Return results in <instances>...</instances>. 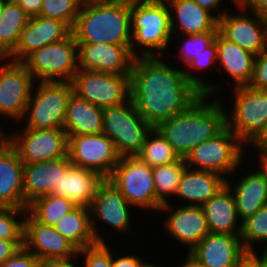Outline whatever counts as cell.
Listing matches in <instances>:
<instances>
[{
  "label": "cell",
  "instance_id": "obj_1",
  "mask_svg": "<svg viewBox=\"0 0 267 267\" xmlns=\"http://www.w3.org/2000/svg\"><path fill=\"white\" fill-rule=\"evenodd\" d=\"M161 57H134L129 75L130 100L152 128L186 110L202 95L187 80L184 67H172Z\"/></svg>",
  "mask_w": 267,
  "mask_h": 267
},
{
  "label": "cell",
  "instance_id": "obj_2",
  "mask_svg": "<svg viewBox=\"0 0 267 267\" xmlns=\"http://www.w3.org/2000/svg\"><path fill=\"white\" fill-rule=\"evenodd\" d=\"M219 96L211 101L212 96L202 94L186 110L155 128L179 158L185 159L194 147L216 137L227 127L226 105Z\"/></svg>",
  "mask_w": 267,
  "mask_h": 267
},
{
  "label": "cell",
  "instance_id": "obj_3",
  "mask_svg": "<svg viewBox=\"0 0 267 267\" xmlns=\"http://www.w3.org/2000/svg\"><path fill=\"white\" fill-rule=\"evenodd\" d=\"M72 34L76 43L130 45L131 0L82 3Z\"/></svg>",
  "mask_w": 267,
  "mask_h": 267
},
{
  "label": "cell",
  "instance_id": "obj_4",
  "mask_svg": "<svg viewBox=\"0 0 267 267\" xmlns=\"http://www.w3.org/2000/svg\"><path fill=\"white\" fill-rule=\"evenodd\" d=\"M131 33L134 57L162 56L173 36L166 0H131Z\"/></svg>",
  "mask_w": 267,
  "mask_h": 267
},
{
  "label": "cell",
  "instance_id": "obj_5",
  "mask_svg": "<svg viewBox=\"0 0 267 267\" xmlns=\"http://www.w3.org/2000/svg\"><path fill=\"white\" fill-rule=\"evenodd\" d=\"M73 92V84L69 81L35 82L19 124L24 122L23 126L28 129L63 128L68 100Z\"/></svg>",
  "mask_w": 267,
  "mask_h": 267
},
{
  "label": "cell",
  "instance_id": "obj_6",
  "mask_svg": "<svg viewBox=\"0 0 267 267\" xmlns=\"http://www.w3.org/2000/svg\"><path fill=\"white\" fill-rule=\"evenodd\" d=\"M245 145L226 127L216 137L194 147L185 157L186 166L193 170L212 171L228 177L241 168ZM244 152V153H243Z\"/></svg>",
  "mask_w": 267,
  "mask_h": 267
},
{
  "label": "cell",
  "instance_id": "obj_7",
  "mask_svg": "<svg viewBox=\"0 0 267 267\" xmlns=\"http://www.w3.org/2000/svg\"><path fill=\"white\" fill-rule=\"evenodd\" d=\"M233 92L234 108L231 113L226 111L227 127L248 147L267 129V90L240 86Z\"/></svg>",
  "mask_w": 267,
  "mask_h": 267
},
{
  "label": "cell",
  "instance_id": "obj_8",
  "mask_svg": "<svg viewBox=\"0 0 267 267\" xmlns=\"http://www.w3.org/2000/svg\"><path fill=\"white\" fill-rule=\"evenodd\" d=\"M152 127L138 113L131 100L103 108V134L109 137L120 157L136 156Z\"/></svg>",
  "mask_w": 267,
  "mask_h": 267
},
{
  "label": "cell",
  "instance_id": "obj_9",
  "mask_svg": "<svg viewBox=\"0 0 267 267\" xmlns=\"http://www.w3.org/2000/svg\"><path fill=\"white\" fill-rule=\"evenodd\" d=\"M23 63L35 82H72L78 71L77 43L74 35L43 46L30 54Z\"/></svg>",
  "mask_w": 267,
  "mask_h": 267
},
{
  "label": "cell",
  "instance_id": "obj_10",
  "mask_svg": "<svg viewBox=\"0 0 267 267\" xmlns=\"http://www.w3.org/2000/svg\"><path fill=\"white\" fill-rule=\"evenodd\" d=\"M108 179L136 209L159 212L162 205L156 200L152 168L136 156L120 157Z\"/></svg>",
  "mask_w": 267,
  "mask_h": 267
},
{
  "label": "cell",
  "instance_id": "obj_11",
  "mask_svg": "<svg viewBox=\"0 0 267 267\" xmlns=\"http://www.w3.org/2000/svg\"><path fill=\"white\" fill-rule=\"evenodd\" d=\"M72 84L75 94L101 108L123 105L130 100L129 75L78 69Z\"/></svg>",
  "mask_w": 267,
  "mask_h": 267
},
{
  "label": "cell",
  "instance_id": "obj_12",
  "mask_svg": "<svg viewBox=\"0 0 267 267\" xmlns=\"http://www.w3.org/2000/svg\"><path fill=\"white\" fill-rule=\"evenodd\" d=\"M24 128V129H23ZM8 134L24 164L53 161L67 156L68 139L64 128L28 129Z\"/></svg>",
  "mask_w": 267,
  "mask_h": 267
},
{
  "label": "cell",
  "instance_id": "obj_13",
  "mask_svg": "<svg viewBox=\"0 0 267 267\" xmlns=\"http://www.w3.org/2000/svg\"><path fill=\"white\" fill-rule=\"evenodd\" d=\"M132 207L114 183L110 179L104 178L98 185L90 207L91 227L98 243H107L103 234L100 233L99 227L96 226L101 220L106 223V226H110L108 229L113 228L118 231L117 233L122 232L123 235L129 234L133 230L130 221L132 220Z\"/></svg>",
  "mask_w": 267,
  "mask_h": 267
},
{
  "label": "cell",
  "instance_id": "obj_14",
  "mask_svg": "<svg viewBox=\"0 0 267 267\" xmlns=\"http://www.w3.org/2000/svg\"><path fill=\"white\" fill-rule=\"evenodd\" d=\"M0 60L2 61H0V115L19 123L23 118L35 80L23 62L7 58Z\"/></svg>",
  "mask_w": 267,
  "mask_h": 267
},
{
  "label": "cell",
  "instance_id": "obj_15",
  "mask_svg": "<svg viewBox=\"0 0 267 267\" xmlns=\"http://www.w3.org/2000/svg\"><path fill=\"white\" fill-rule=\"evenodd\" d=\"M67 155L73 165L93 170L104 178L110 177L120 159L113 141L103 133L69 137Z\"/></svg>",
  "mask_w": 267,
  "mask_h": 267
},
{
  "label": "cell",
  "instance_id": "obj_16",
  "mask_svg": "<svg viewBox=\"0 0 267 267\" xmlns=\"http://www.w3.org/2000/svg\"><path fill=\"white\" fill-rule=\"evenodd\" d=\"M236 9L238 14L232 15L228 10L218 20V33L242 49L258 55L267 48V17L246 13L238 7Z\"/></svg>",
  "mask_w": 267,
  "mask_h": 267
},
{
  "label": "cell",
  "instance_id": "obj_17",
  "mask_svg": "<svg viewBox=\"0 0 267 267\" xmlns=\"http://www.w3.org/2000/svg\"><path fill=\"white\" fill-rule=\"evenodd\" d=\"M24 247L41 262L68 259L78 254V249L55 226L37 222L28 212L24 219Z\"/></svg>",
  "mask_w": 267,
  "mask_h": 267
},
{
  "label": "cell",
  "instance_id": "obj_18",
  "mask_svg": "<svg viewBox=\"0 0 267 267\" xmlns=\"http://www.w3.org/2000/svg\"><path fill=\"white\" fill-rule=\"evenodd\" d=\"M78 69L130 75L134 56L130 45L77 43Z\"/></svg>",
  "mask_w": 267,
  "mask_h": 267
},
{
  "label": "cell",
  "instance_id": "obj_19",
  "mask_svg": "<svg viewBox=\"0 0 267 267\" xmlns=\"http://www.w3.org/2000/svg\"><path fill=\"white\" fill-rule=\"evenodd\" d=\"M167 212L164 219L166 232L188 247V252L210 233L208 222L201 206L179 205L173 207L170 202L159 209V213Z\"/></svg>",
  "mask_w": 267,
  "mask_h": 267
},
{
  "label": "cell",
  "instance_id": "obj_20",
  "mask_svg": "<svg viewBox=\"0 0 267 267\" xmlns=\"http://www.w3.org/2000/svg\"><path fill=\"white\" fill-rule=\"evenodd\" d=\"M71 34L72 29L62 21L42 16L29 17L17 46L7 59L23 62L34 51L45 45L65 40Z\"/></svg>",
  "mask_w": 267,
  "mask_h": 267
},
{
  "label": "cell",
  "instance_id": "obj_21",
  "mask_svg": "<svg viewBox=\"0 0 267 267\" xmlns=\"http://www.w3.org/2000/svg\"><path fill=\"white\" fill-rule=\"evenodd\" d=\"M207 267H237L247 256L240 235L209 233L189 251Z\"/></svg>",
  "mask_w": 267,
  "mask_h": 267
},
{
  "label": "cell",
  "instance_id": "obj_22",
  "mask_svg": "<svg viewBox=\"0 0 267 267\" xmlns=\"http://www.w3.org/2000/svg\"><path fill=\"white\" fill-rule=\"evenodd\" d=\"M70 164L68 155L53 161L24 164V209H27L35 199L50 195L53 188H58L61 171H68Z\"/></svg>",
  "mask_w": 267,
  "mask_h": 267
},
{
  "label": "cell",
  "instance_id": "obj_23",
  "mask_svg": "<svg viewBox=\"0 0 267 267\" xmlns=\"http://www.w3.org/2000/svg\"><path fill=\"white\" fill-rule=\"evenodd\" d=\"M24 163L7 141L0 148V207L24 208Z\"/></svg>",
  "mask_w": 267,
  "mask_h": 267
},
{
  "label": "cell",
  "instance_id": "obj_24",
  "mask_svg": "<svg viewBox=\"0 0 267 267\" xmlns=\"http://www.w3.org/2000/svg\"><path fill=\"white\" fill-rule=\"evenodd\" d=\"M103 180L99 173L71 163L68 171H61L58 188H53L51 194L65 197L76 206L90 208L98 185Z\"/></svg>",
  "mask_w": 267,
  "mask_h": 267
},
{
  "label": "cell",
  "instance_id": "obj_25",
  "mask_svg": "<svg viewBox=\"0 0 267 267\" xmlns=\"http://www.w3.org/2000/svg\"><path fill=\"white\" fill-rule=\"evenodd\" d=\"M170 10L172 40L178 35H194L213 31L218 19L194 0H166Z\"/></svg>",
  "mask_w": 267,
  "mask_h": 267
},
{
  "label": "cell",
  "instance_id": "obj_26",
  "mask_svg": "<svg viewBox=\"0 0 267 267\" xmlns=\"http://www.w3.org/2000/svg\"><path fill=\"white\" fill-rule=\"evenodd\" d=\"M201 207L206 216L210 233L240 235L242 221L238 217L233 193L227 185Z\"/></svg>",
  "mask_w": 267,
  "mask_h": 267
},
{
  "label": "cell",
  "instance_id": "obj_27",
  "mask_svg": "<svg viewBox=\"0 0 267 267\" xmlns=\"http://www.w3.org/2000/svg\"><path fill=\"white\" fill-rule=\"evenodd\" d=\"M226 185V178L212 171L186 168L181 177L176 196L185 206H202Z\"/></svg>",
  "mask_w": 267,
  "mask_h": 267
},
{
  "label": "cell",
  "instance_id": "obj_28",
  "mask_svg": "<svg viewBox=\"0 0 267 267\" xmlns=\"http://www.w3.org/2000/svg\"><path fill=\"white\" fill-rule=\"evenodd\" d=\"M255 55L217 34V63L219 71L232 78V86H248L253 74ZM221 65V66H220ZM222 67L223 69L221 70ZM229 74V75H228Z\"/></svg>",
  "mask_w": 267,
  "mask_h": 267
},
{
  "label": "cell",
  "instance_id": "obj_29",
  "mask_svg": "<svg viewBox=\"0 0 267 267\" xmlns=\"http://www.w3.org/2000/svg\"><path fill=\"white\" fill-rule=\"evenodd\" d=\"M249 172V174L246 172L244 176L242 175L237 180V184H231L230 178H226V185L233 193L238 217L241 221L252 216L267 204V180L256 169L255 172Z\"/></svg>",
  "mask_w": 267,
  "mask_h": 267
},
{
  "label": "cell",
  "instance_id": "obj_30",
  "mask_svg": "<svg viewBox=\"0 0 267 267\" xmlns=\"http://www.w3.org/2000/svg\"><path fill=\"white\" fill-rule=\"evenodd\" d=\"M67 139L71 136L94 135L103 132V108L71 94L64 119Z\"/></svg>",
  "mask_w": 267,
  "mask_h": 267
},
{
  "label": "cell",
  "instance_id": "obj_31",
  "mask_svg": "<svg viewBox=\"0 0 267 267\" xmlns=\"http://www.w3.org/2000/svg\"><path fill=\"white\" fill-rule=\"evenodd\" d=\"M56 230L78 250L97 243L91 227V211L76 206L55 225Z\"/></svg>",
  "mask_w": 267,
  "mask_h": 267
},
{
  "label": "cell",
  "instance_id": "obj_32",
  "mask_svg": "<svg viewBox=\"0 0 267 267\" xmlns=\"http://www.w3.org/2000/svg\"><path fill=\"white\" fill-rule=\"evenodd\" d=\"M28 19L17 3H5L0 19V58H7L14 51Z\"/></svg>",
  "mask_w": 267,
  "mask_h": 267
},
{
  "label": "cell",
  "instance_id": "obj_33",
  "mask_svg": "<svg viewBox=\"0 0 267 267\" xmlns=\"http://www.w3.org/2000/svg\"><path fill=\"white\" fill-rule=\"evenodd\" d=\"M186 168L187 166L184 158H179L173 163L152 168L156 200L161 205L169 203V197L176 198L179 183Z\"/></svg>",
  "mask_w": 267,
  "mask_h": 267
},
{
  "label": "cell",
  "instance_id": "obj_34",
  "mask_svg": "<svg viewBox=\"0 0 267 267\" xmlns=\"http://www.w3.org/2000/svg\"><path fill=\"white\" fill-rule=\"evenodd\" d=\"M76 205L65 197L45 195L28 205L27 212L39 223L55 226Z\"/></svg>",
  "mask_w": 267,
  "mask_h": 267
},
{
  "label": "cell",
  "instance_id": "obj_35",
  "mask_svg": "<svg viewBox=\"0 0 267 267\" xmlns=\"http://www.w3.org/2000/svg\"><path fill=\"white\" fill-rule=\"evenodd\" d=\"M216 63H217V35L215 41L212 44H210L205 50H203L202 54H200L198 57H194V59L187 64V66L185 67L186 71H184L187 80L195 88H197L202 94L209 95L212 97L215 94H219L218 92H222L223 86L219 85L216 86L214 84H211V81L209 84V82L206 79H204L203 77L201 79L199 75L197 76L195 75V73L198 71L199 73L200 72L202 73V71H204L205 69L207 70V68L209 69V67L213 65L218 66Z\"/></svg>",
  "mask_w": 267,
  "mask_h": 267
},
{
  "label": "cell",
  "instance_id": "obj_36",
  "mask_svg": "<svg viewBox=\"0 0 267 267\" xmlns=\"http://www.w3.org/2000/svg\"><path fill=\"white\" fill-rule=\"evenodd\" d=\"M136 157L151 168L173 163L179 159L172 146L155 128L147 134Z\"/></svg>",
  "mask_w": 267,
  "mask_h": 267
},
{
  "label": "cell",
  "instance_id": "obj_37",
  "mask_svg": "<svg viewBox=\"0 0 267 267\" xmlns=\"http://www.w3.org/2000/svg\"><path fill=\"white\" fill-rule=\"evenodd\" d=\"M240 237L245 250L249 254H257L255 244L257 246L258 244L267 246V204L242 221Z\"/></svg>",
  "mask_w": 267,
  "mask_h": 267
},
{
  "label": "cell",
  "instance_id": "obj_38",
  "mask_svg": "<svg viewBox=\"0 0 267 267\" xmlns=\"http://www.w3.org/2000/svg\"><path fill=\"white\" fill-rule=\"evenodd\" d=\"M81 4L80 0H43L38 16L62 21L73 29Z\"/></svg>",
  "mask_w": 267,
  "mask_h": 267
},
{
  "label": "cell",
  "instance_id": "obj_39",
  "mask_svg": "<svg viewBox=\"0 0 267 267\" xmlns=\"http://www.w3.org/2000/svg\"><path fill=\"white\" fill-rule=\"evenodd\" d=\"M218 34V26L210 32L194 35H181V45H178V61L184 63L183 66L202 54V51L205 50L210 44L215 41L216 35ZM185 37V38H184Z\"/></svg>",
  "mask_w": 267,
  "mask_h": 267
},
{
  "label": "cell",
  "instance_id": "obj_40",
  "mask_svg": "<svg viewBox=\"0 0 267 267\" xmlns=\"http://www.w3.org/2000/svg\"><path fill=\"white\" fill-rule=\"evenodd\" d=\"M26 213L27 209L24 208L0 207V239L24 240Z\"/></svg>",
  "mask_w": 267,
  "mask_h": 267
},
{
  "label": "cell",
  "instance_id": "obj_41",
  "mask_svg": "<svg viewBox=\"0 0 267 267\" xmlns=\"http://www.w3.org/2000/svg\"><path fill=\"white\" fill-rule=\"evenodd\" d=\"M112 252L108 244L98 242L78 250L79 256L84 255L83 267H111Z\"/></svg>",
  "mask_w": 267,
  "mask_h": 267
},
{
  "label": "cell",
  "instance_id": "obj_42",
  "mask_svg": "<svg viewBox=\"0 0 267 267\" xmlns=\"http://www.w3.org/2000/svg\"><path fill=\"white\" fill-rule=\"evenodd\" d=\"M248 86L257 90H267V48L255 55L253 74Z\"/></svg>",
  "mask_w": 267,
  "mask_h": 267
},
{
  "label": "cell",
  "instance_id": "obj_43",
  "mask_svg": "<svg viewBox=\"0 0 267 267\" xmlns=\"http://www.w3.org/2000/svg\"><path fill=\"white\" fill-rule=\"evenodd\" d=\"M41 263L33 253L22 247L0 267H41Z\"/></svg>",
  "mask_w": 267,
  "mask_h": 267
},
{
  "label": "cell",
  "instance_id": "obj_44",
  "mask_svg": "<svg viewBox=\"0 0 267 267\" xmlns=\"http://www.w3.org/2000/svg\"><path fill=\"white\" fill-rule=\"evenodd\" d=\"M233 2L238 9L267 17V0H233Z\"/></svg>",
  "mask_w": 267,
  "mask_h": 267
},
{
  "label": "cell",
  "instance_id": "obj_45",
  "mask_svg": "<svg viewBox=\"0 0 267 267\" xmlns=\"http://www.w3.org/2000/svg\"><path fill=\"white\" fill-rule=\"evenodd\" d=\"M22 247H24V240L0 239V265L11 258Z\"/></svg>",
  "mask_w": 267,
  "mask_h": 267
},
{
  "label": "cell",
  "instance_id": "obj_46",
  "mask_svg": "<svg viewBox=\"0 0 267 267\" xmlns=\"http://www.w3.org/2000/svg\"><path fill=\"white\" fill-rule=\"evenodd\" d=\"M112 253V261H111V267H143L146 263L140 258V256H135V254H123V256L119 257L115 255L114 257Z\"/></svg>",
  "mask_w": 267,
  "mask_h": 267
},
{
  "label": "cell",
  "instance_id": "obj_47",
  "mask_svg": "<svg viewBox=\"0 0 267 267\" xmlns=\"http://www.w3.org/2000/svg\"><path fill=\"white\" fill-rule=\"evenodd\" d=\"M196 3H198L202 8L208 10L209 12H213V15L219 20L225 12L228 11V9H220L222 8L221 4H223V0H194ZM216 10V11H215ZM215 13L217 14H214Z\"/></svg>",
  "mask_w": 267,
  "mask_h": 267
},
{
  "label": "cell",
  "instance_id": "obj_48",
  "mask_svg": "<svg viewBox=\"0 0 267 267\" xmlns=\"http://www.w3.org/2000/svg\"><path fill=\"white\" fill-rule=\"evenodd\" d=\"M17 4L29 17H33L39 15L43 0H18Z\"/></svg>",
  "mask_w": 267,
  "mask_h": 267
},
{
  "label": "cell",
  "instance_id": "obj_49",
  "mask_svg": "<svg viewBox=\"0 0 267 267\" xmlns=\"http://www.w3.org/2000/svg\"><path fill=\"white\" fill-rule=\"evenodd\" d=\"M77 254L75 257L68 258V259H51L41 263V267H82L78 266L79 264L77 261ZM75 258V259H74Z\"/></svg>",
  "mask_w": 267,
  "mask_h": 267
},
{
  "label": "cell",
  "instance_id": "obj_50",
  "mask_svg": "<svg viewBox=\"0 0 267 267\" xmlns=\"http://www.w3.org/2000/svg\"><path fill=\"white\" fill-rule=\"evenodd\" d=\"M249 146L252 147L253 150H257V154L259 153L258 165H260L257 167L258 169L256 168V170H258L261 175L267 180V149L258 148L254 144H251Z\"/></svg>",
  "mask_w": 267,
  "mask_h": 267
},
{
  "label": "cell",
  "instance_id": "obj_51",
  "mask_svg": "<svg viewBox=\"0 0 267 267\" xmlns=\"http://www.w3.org/2000/svg\"><path fill=\"white\" fill-rule=\"evenodd\" d=\"M237 267H267L259 254H248V256Z\"/></svg>",
  "mask_w": 267,
  "mask_h": 267
},
{
  "label": "cell",
  "instance_id": "obj_52",
  "mask_svg": "<svg viewBox=\"0 0 267 267\" xmlns=\"http://www.w3.org/2000/svg\"><path fill=\"white\" fill-rule=\"evenodd\" d=\"M187 257L184 258V262L180 267H207L202 262H200L196 257H194L190 252L187 253Z\"/></svg>",
  "mask_w": 267,
  "mask_h": 267
},
{
  "label": "cell",
  "instance_id": "obj_53",
  "mask_svg": "<svg viewBox=\"0 0 267 267\" xmlns=\"http://www.w3.org/2000/svg\"><path fill=\"white\" fill-rule=\"evenodd\" d=\"M258 148L267 149V129L262 136L254 143Z\"/></svg>",
  "mask_w": 267,
  "mask_h": 267
},
{
  "label": "cell",
  "instance_id": "obj_54",
  "mask_svg": "<svg viewBox=\"0 0 267 267\" xmlns=\"http://www.w3.org/2000/svg\"><path fill=\"white\" fill-rule=\"evenodd\" d=\"M2 126H0V148L8 141V133L5 132V129Z\"/></svg>",
  "mask_w": 267,
  "mask_h": 267
},
{
  "label": "cell",
  "instance_id": "obj_55",
  "mask_svg": "<svg viewBox=\"0 0 267 267\" xmlns=\"http://www.w3.org/2000/svg\"><path fill=\"white\" fill-rule=\"evenodd\" d=\"M264 251H262L259 256L263 259V261L265 262L266 266H267V246L264 247L263 249Z\"/></svg>",
  "mask_w": 267,
  "mask_h": 267
},
{
  "label": "cell",
  "instance_id": "obj_56",
  "mask_svg": "<svg viewBox=\"0 0 267 267\" xmlns=\"http://www.w3.org/2000/svg\"><path fill=\"white\" fill-rule=\"evenodd\" d=\"M143 267H162V266L154 264L153 261L152 264L147 261Z\"/></svg>",
  "mask_w": 267,
  "mask_h": 267
},
{
  "label": "cell",
  "instance_id": "obj_57",
  "mask_svg": "<svg viewBox=\"0 0 267 267\" xmlns=\"http://www.w3.org/2000/svg\"><path fill=\"white\" fill-rule=\"evenodd\" d=\"M81 3H88V2H100V1H111V0H80Z\"/></svg>",
  "mask_w": 267,
  "mask_h": 267
},
{
  "label": "cell",
  "instance_id": "obj_58",
  "mask_svg": "<svg viewBox=\"0 0 267 267\" xmlns=\"http://www.w3.org/2000/svg\"><path fill=\"white\" fill-rule=\"evenodd\" d=\"M4 6H5V3L2 0H0V19H1V15L3 13V10H4Z\"/></svg>",
  "mask_w": 267,
  "mask_h": 267
},
{
  "label": "cell",
  "instance_id": "obj_59",
  "mask_svg": "<svg viewBox=\"0 0 267 267\" xmlns=\"http://www.w3.org/2000/svg\"><path fill=\"white\" fill-rule=\"evenodd\" d=\"M4 3H17L18 0H2Z\"/></svg>",
  "mask_w": 267,
  "mask_h": 267
}]
</instances>
